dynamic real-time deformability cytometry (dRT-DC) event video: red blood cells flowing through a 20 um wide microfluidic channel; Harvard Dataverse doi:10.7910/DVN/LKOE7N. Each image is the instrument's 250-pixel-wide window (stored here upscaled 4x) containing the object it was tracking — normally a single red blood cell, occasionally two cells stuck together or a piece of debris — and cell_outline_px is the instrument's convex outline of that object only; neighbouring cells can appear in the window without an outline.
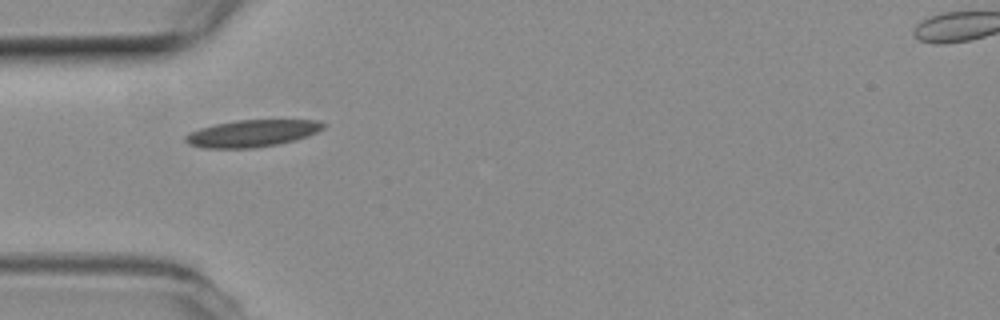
{"species": "common noctule bat (a hibernating species)", "species_latin": "Nyctalus noctula", "temperature_condition": "room temperature", "stored_images_in_passage": 2, "camera_frame_rate_fps": 3000, "um_per_image_px": 0.085, "animal": {"sex": "female", "body_mass_g": 19.3, "forearm_length_mm": 54.1}, "frame": {"image": 1, "passage_image": 1, "time_ms": 0.0, "image_size_px": [1000, 320], "cell_outline_px": [[328, 124], [324, 128], [308, 136], [296, 140], [276, 144], [252, 148], [204, 148], [188, 144], [184, 140], [184, 136], [200, 128], [216, 124], [236, 120], [316, 120]], "centroid_in_image_um": [21.45, 11.33], "position_along_channel_um": 63.6, "area_um2": 21.62}}
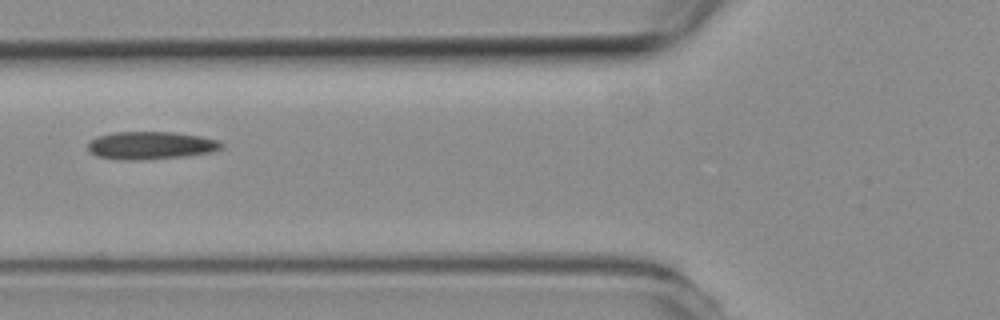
{"frame": {"image": 2, "passage_image": 2, "time_ms": 0.333, "image_size_px": [1000, 320], "cell_outline_px": [[224, 148], [212, 152], [184, 156], [140, 160], [120, 160], [96, 156], [88, 152], [88, 144], [96, 136], [112, 132], [172, 132], [200, 136], [220, 140], [224, 144]], "centroid_in_image_um": [12.82, 12.36], "position_along_channel_um": 113.0, "area_um2": 21.85}}